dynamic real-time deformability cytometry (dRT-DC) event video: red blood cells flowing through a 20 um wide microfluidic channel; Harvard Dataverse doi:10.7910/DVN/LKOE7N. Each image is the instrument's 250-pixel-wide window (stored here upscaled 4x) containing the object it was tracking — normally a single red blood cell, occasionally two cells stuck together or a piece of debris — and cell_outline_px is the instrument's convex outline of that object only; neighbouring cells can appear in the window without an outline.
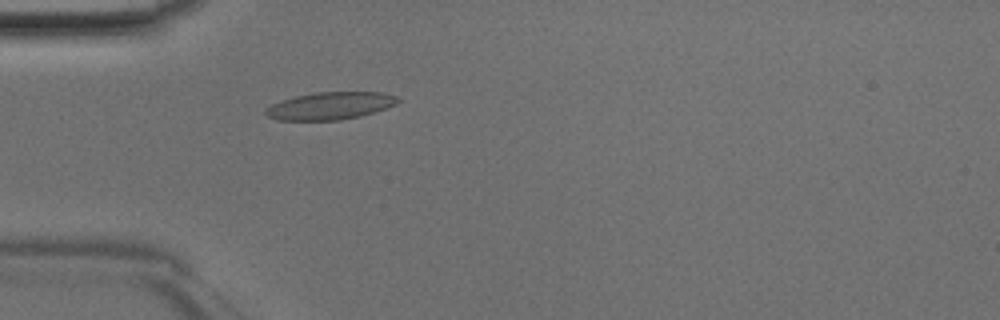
{"species": "Egyptian fruit bat (a non-hibernating species)", "species_latin": "Rousettus aegyptiacus", "temperature_condition": "room temperature", "stored_images_in_passage": 46, "camera_frame_rate_fps": 3000, "um_per_image_px": 0.085, "animal": {"sex": "male"}, "frame": {"image": 1, "passage_image": 14, "time_ms": 4.333, "image_size_px": [1000, 320], "cell_outline_px": [[404, 100], [388, 108], [360, 116], [340, 120], [276, 120], [268, 116], [264, 112], [264, 108], [272, 104], [296, 96], [316, 92], [380, 92], [396, 96]], "centroid_in_image_um": [28.1, 8.99], "position_along_channel_um": 56.9, "area_um2": 21.21}}
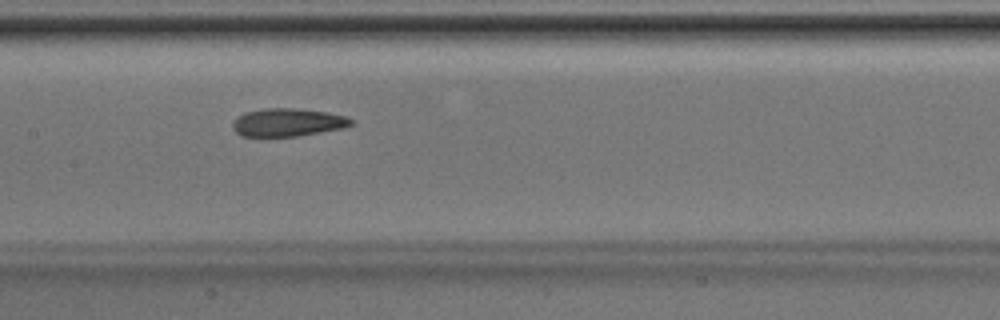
{"frame": {"image": 2, "passage_image": 23, "time_ms": 7.333, "image_size_px": [1000, 320], "cell_outline_px": [[352, 124], [344, 128], [296, 136], [264, 140], [240, 136], [232, 128], [232, 124], [244, 112], [268, 108], [296, 108], [328, 112], [344, 116], [352, 120]], "centroid_in_image_um": [24.38, 10.45], "position_along_channel_um": 183.0, "area_um2": 19.94}}
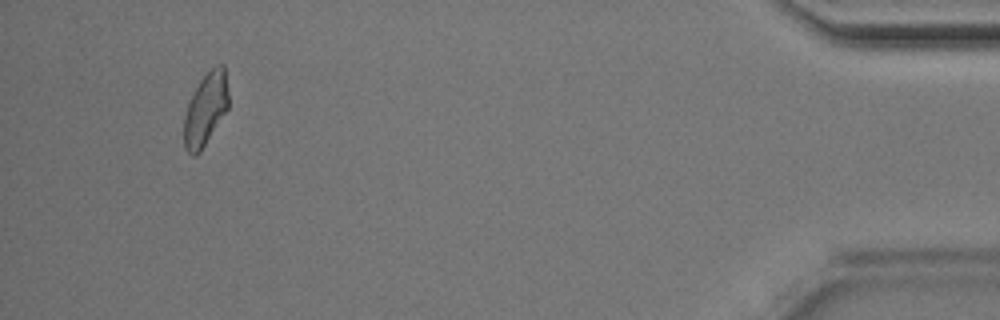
{"frame": {"image": 3, "passage_image": 44, "time_ms": 14.333, "image_size_px": [1000, 320], "cell_outline_px": [[228, 108], [200, 152], [196, 156], [192, 156], [184, 148], [184, 116], [188, 104], [200, 80], [216, 64], [224, 64], [228, 92]], "centroid_in_image_um": [17.47, 9.3], "position_along_channel_um": 417.7, "area_um2": 18.61}}